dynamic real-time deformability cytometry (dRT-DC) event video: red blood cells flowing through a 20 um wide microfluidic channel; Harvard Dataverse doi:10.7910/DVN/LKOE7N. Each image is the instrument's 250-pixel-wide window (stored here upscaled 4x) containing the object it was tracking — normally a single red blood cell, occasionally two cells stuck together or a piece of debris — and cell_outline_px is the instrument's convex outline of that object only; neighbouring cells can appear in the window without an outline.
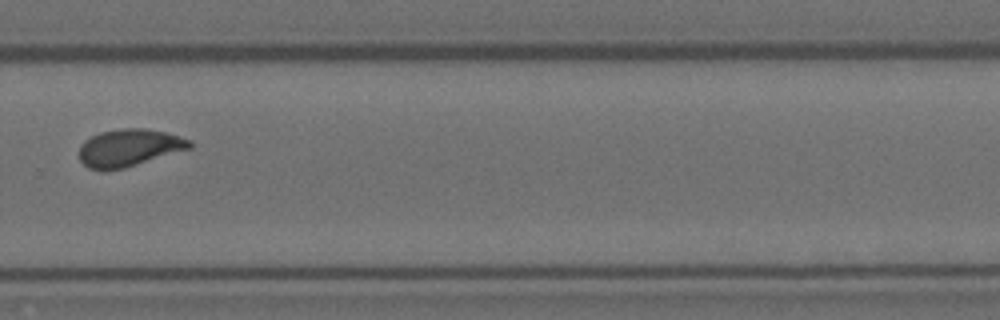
{"species": "Egyptian fruit bat (a non-hibernating species)", "species_latin": "Rousettus aegyptiacus", "temperature_condition": "room temperature", "stored_images_in_passage": 8, "camera_frame_rate_fps": 3000, "um_per_image_px": 0.085, "animal": {"sex": "female"}, "frame": {"image": 1, "passage_image": 8, "time_ms": 2.333, "image_size_px": [1000, 320], "cell_outline_px": [[192, 148], [124, 168], [88, 168], [80, 160], [80, 144], [84, 140], [100, 132], [120, 128], [144, 128], [164, 132], [192, 140]], "centroid_in_image_um": [11.0, 12.53], "position_along_channel_um": 318.8, "area_um2": 23.7}}